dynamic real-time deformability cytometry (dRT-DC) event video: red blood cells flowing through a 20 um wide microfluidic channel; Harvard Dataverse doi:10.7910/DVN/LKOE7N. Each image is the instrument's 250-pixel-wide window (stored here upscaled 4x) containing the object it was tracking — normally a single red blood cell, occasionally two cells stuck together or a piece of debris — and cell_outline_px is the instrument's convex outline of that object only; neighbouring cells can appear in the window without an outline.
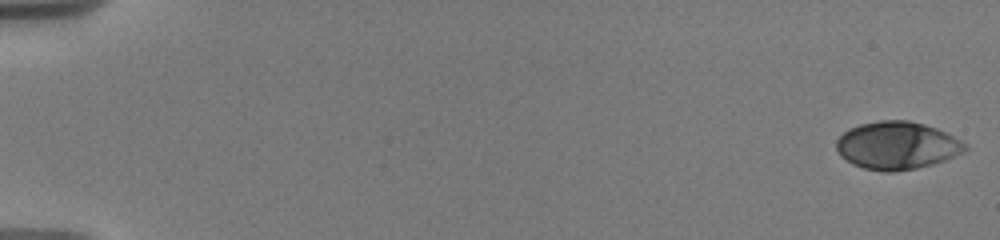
{"species": "human", "species_latin": "Homo sapiens", "temperature_condition": "warm", "stored_images_in_passage": 48, "camera_frame_rate_fps": 3000, "um_per_image_px": 0.085, "donor": {"sex": "male"}, "frame": {"image": 1, "passage_image": 1, "time_ms": 0.0, "image_size_px": [1000, 240], "cell_outline_px": [[968, 148], [964, 152], [944, 160], [932, 164], [916, 168], [896, 172], [884, 172], [864, 168], [852, 164], [840, 156], [836, 148], [836, 140], [844, 132], [860, 124], [880, 120], [908, 120], [924, 124], [936, 128], [968, 144]], "centroid_in_image_um": [76.24, 12.37], "position_along_channel_um": 8.8, "area_um2": 35.78}}
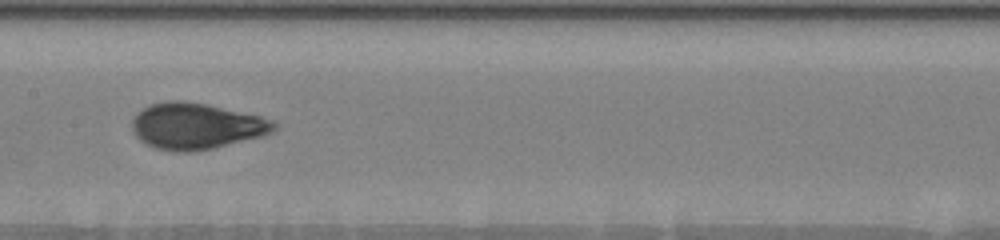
{"frame": {"image": 2, "passage_image": 20, "time_ms": 9.667, "image_size_px": [1000, 240], "cell_outline_px": [[276, 128], [272, 132], [260, 136], [212, 148], [188, 152], [176, 152], [156, 148], [140, 140], [132, 132], [132, 120], [136, 112], [148, 104], [164, 100], [184, 100], [208, 104], [260, 116], [272, 120], [276, 124]], "centroid_in_image_um": [16.62, 10.69], "position_along_channel_um": 190.8, "area_um2": 38.26}}
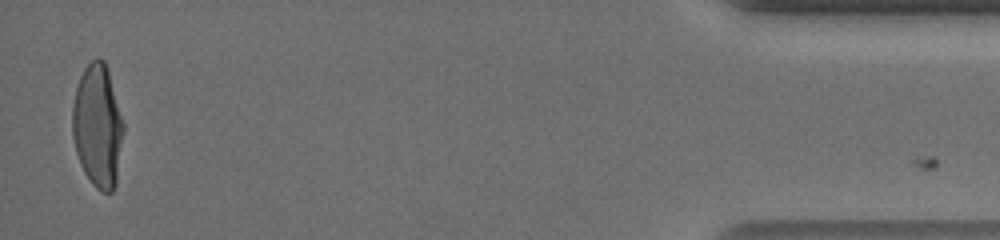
{"frame": {"image": 3, "passage_image": 47, "time_ms": 18.0, "image_size_px": [1000, 240], "cell_outline_px": [[124, 128], [116, 184], [112, 192], [100, 192], [92, 184], [84, 172], [80, 164], [76, 152], [72, 136], [72, 108], [76, 88], [80, 76], [84, 68], [96, 56], [104, 60], [108, 72], [124, 124]], "centroid_in_image_um": [8.29, 10.73], "position_along_channel_um": 426.9, "area_um2": 36.59}, "authors_computed_cell_mechanics": {"area_um2": 36.125, "velocity_mm_per_s": 3.7028, "shape_relaxation_time_tau1_ms": 6.2672, "shape_relaxation_time_tau2_ms": null, "deformation_change_tau1": 0.2218, "deformation_change_tau2": null}}